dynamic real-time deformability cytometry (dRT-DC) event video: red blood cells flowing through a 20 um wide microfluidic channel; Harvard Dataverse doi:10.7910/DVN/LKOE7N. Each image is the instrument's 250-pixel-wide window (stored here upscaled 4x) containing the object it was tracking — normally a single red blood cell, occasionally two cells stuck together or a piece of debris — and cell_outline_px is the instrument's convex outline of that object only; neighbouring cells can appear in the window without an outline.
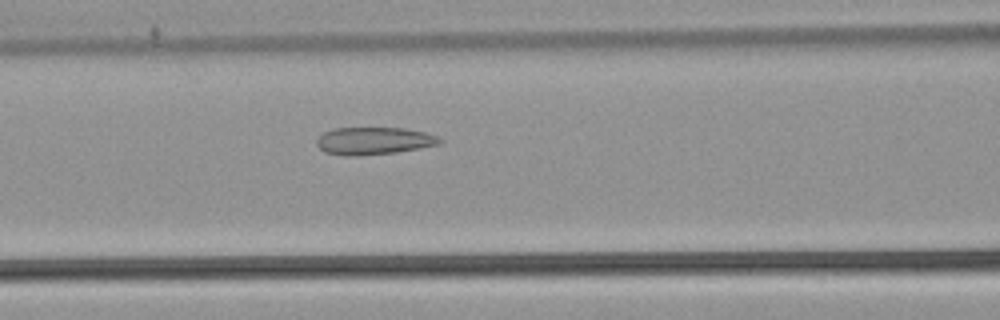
{"species": "common noctule bat (a hibernating species)", "species_latin": "Nyctalus noctula", "temperature_condition": "warm", "stored_images_in_passage": 33, "camera_frame_rate_fps": 3000, "um_per_image_px": 0.085, "animal": {"sex": "male", "body_mass_g": 21.5, "forearm_length_mm": 52.0}, "frame": {"image": 1, "passage_image": 7, "time_ms": 2.0, "image_size_px": [1000, 320], "cell_outline_px": [[444, 140], [440, 144], [420, 148], [396, 152], [356, 156], [344, 156], [324, 152], [316, 144], [316, 140], [324, 132], [332, 128], [404, 128], [424, 132], [436, 136]], "centroid_in_image_um": [31.76, 11.97], "position_along_channel_um": 134.8, "area_um2": 19.71}}
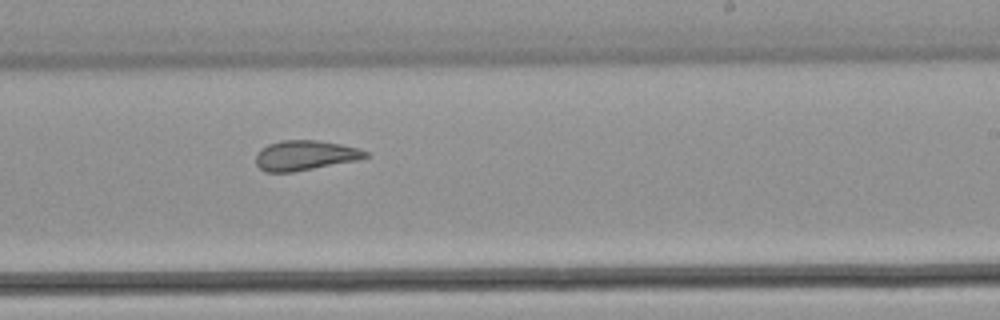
{"frame": {"image": 2, "passage_image": 17, "time_ms": 5.333, "image_size_px": [1000, 320], "cell_outline_px": [[368, 156], [360, 160], [292, 172], [264, 172], [256, 164], [256, 156], [260, 148], [268, 144], [280, 140], [316, 140], [340, 144], [360, 148], [368, 152]], "centroid_in_image_um": [25.93, 13.2], "position_along_channel_um": 263.1, "area_um2": 19.25}}
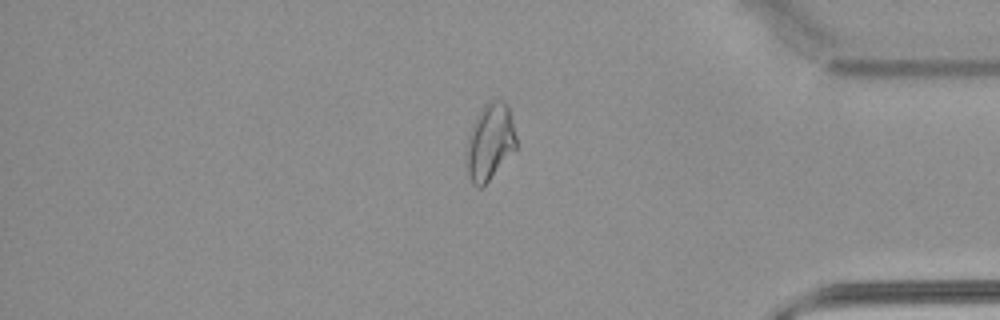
{"frame": {"image": 3, "passage_image": 29, "time_ms": 9.333, "image_size_px": [1000, 320], "cell_outline_px": [[516, 148], [488, 180], [480, 188], [476, 188], [472, 184], [468, 176], [464, 160], [468, 136], [472, 124], [476, 116], [484, 104], [488, 100], [500, 100], [508, 104], [516, 136]], "centroid_in_image_um": [41.6, 12.05], "position_along_channel_um": 393.6, "area_um2": 22.37}}